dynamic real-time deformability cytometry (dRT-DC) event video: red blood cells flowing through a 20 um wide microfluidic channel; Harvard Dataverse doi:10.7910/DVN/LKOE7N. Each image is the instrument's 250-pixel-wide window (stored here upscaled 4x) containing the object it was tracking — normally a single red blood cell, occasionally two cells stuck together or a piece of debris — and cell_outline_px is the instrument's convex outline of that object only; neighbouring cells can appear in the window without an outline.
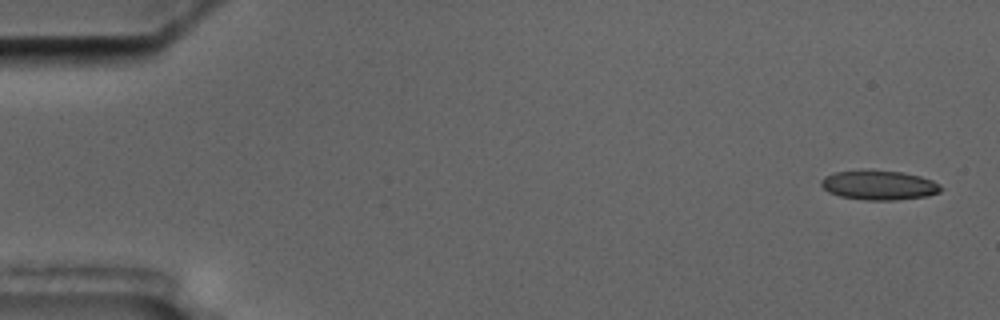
{"species": "common noctule bat (a hibernating species)", "species_latin": "Nyctalus noctula", "temperature_condition": "cold", "stored_images_in_passage": 4, "camera_frame_rate_fps": 3000, "um_per_image_px": 0.085, "animal": {"sex": "male", "body_mass_g": 17.5, "forearm_length_mm": 52.3}, "frame": {"image": 1, "passage_image": 1, "time_ms": 0.0, "image_size_px": [1000, 320], "cell_outline_px": [[944, 188], [940, 192], [928, 196], [896, 200], [868, 200], [840, 196], [828, 192], [820, 184], [820, 180], [824, 176], [836, 172], [900, 172], [920, 176], [932, 180], [940, 184]], "centroid_in_image_um": [74.76, 15.77], "position_along_channel_um": 10.2, "area_um2": 20.06}}
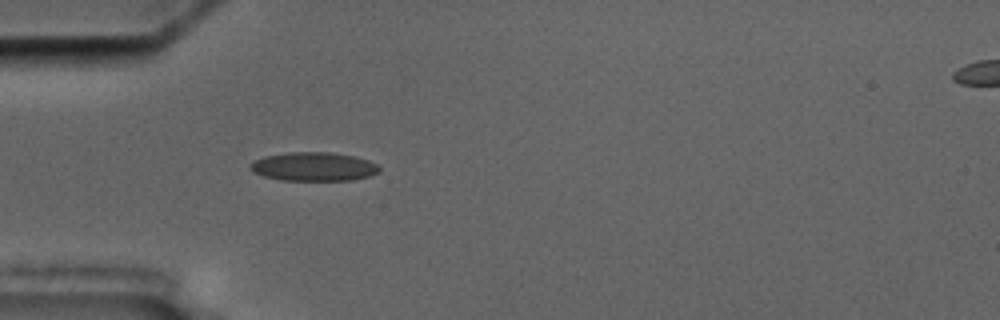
{"frame": {"image": 2, "passage_image": 4, "time_ms": 5.0, "image_size_px": [1000, 320], "cell_outline_px": [[380, 172], [372, 176], [352, 180], [280, 180], [264, 176], [252, 172], [248, 168], [248, 164], [264, 156], [288, 152], [328, 152], [356, 156], [368, 160], [376, 164], [380, 168]], "centroid_in_image_um": [26.66, 14.16], "position_along_channel_um": 58.3, "area_um2": 21.85}}